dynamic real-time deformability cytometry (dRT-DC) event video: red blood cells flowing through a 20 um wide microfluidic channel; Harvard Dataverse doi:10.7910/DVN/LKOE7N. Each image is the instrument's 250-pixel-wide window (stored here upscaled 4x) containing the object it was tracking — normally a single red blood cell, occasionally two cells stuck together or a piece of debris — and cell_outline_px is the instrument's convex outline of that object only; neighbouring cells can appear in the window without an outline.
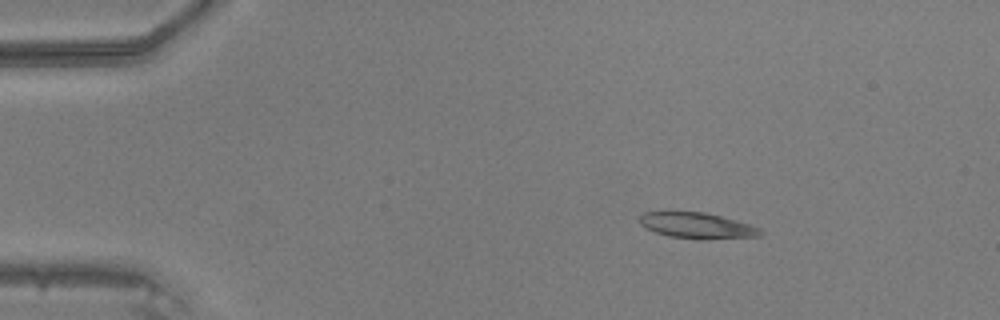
{"species": "common noctule bat (a hibernating species)", "species_latin": "Nyctalus noctula", "temperature_condition": "warm", "stored_images_in_passage": 48, "camera_frame_rate_fps": 3000, "um_per_image_px": 0.085, "animal": {"sex": "male", "body_mass_g": 20.5, "forearm_length_mm": 52.5}, "frame": {"image": 1, "passage_image": 8, "time_ms": 2.333, "image_size_px": [1000, 320], "cell_outline_px": [[764, 232], [760, 236], [700, 240], [668, 236], [656, 232], [640, 224], [640, 216], [644, 212], [668, 208], [672, 208], [704, 212], [720, 216], [748, 224], [760, 228]], "centroid_in_image_um": [59.17, 19.12], "position_along_channel_um": 25.8, "area_um2": 18.96}}
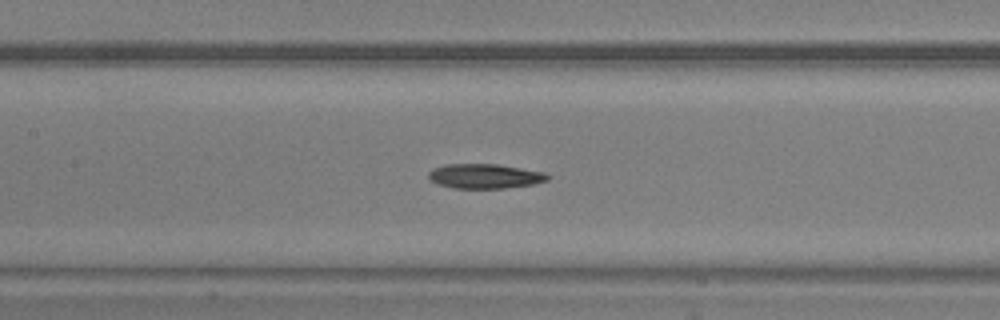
{"frame": {"image": 2, "passage_image": 23, "time_ms": 7.333, "image_size_px": [1000, 320], "cell_outline_px": [[552, 176], [548, 180], [532, 184], [504, 188], [452, 188], [436, 184], [428, 176], [428, 172], [432, 168], [444, 164], [496, 164], [544, 172]], "centroid_in_image_um": [41.18, 14.97], "position_along_channel_um": 166.2, "area_um2": 17.11}}
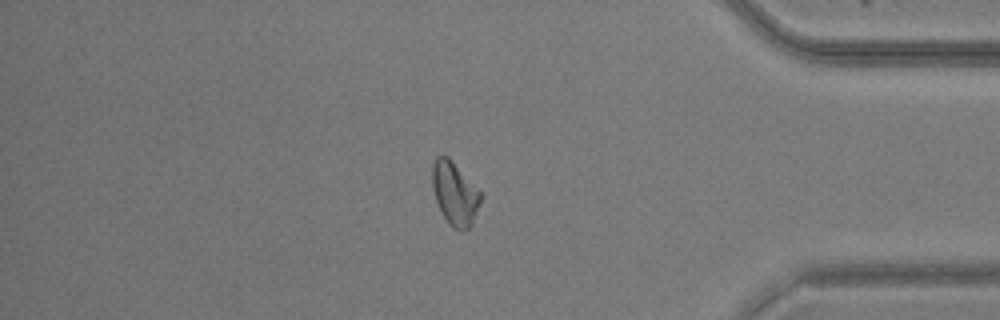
{"frame": {"image": 3, "passage_image": 41, "time_ms": 13.333, "image_size_px": [1000, 320], "cell_outline_px": [[480, 200], [472, 224], [464, 232], [460, 232], [452, 228], [448, 224], [440, 212], [432, 188], [432, 164], [436, 156], [448, 156], [452, 160], [480, 192]], "centroid_in_image_um": [38.61, 16.48], "position_along_channel_um": 396.6, "area_um2": 17.8}}